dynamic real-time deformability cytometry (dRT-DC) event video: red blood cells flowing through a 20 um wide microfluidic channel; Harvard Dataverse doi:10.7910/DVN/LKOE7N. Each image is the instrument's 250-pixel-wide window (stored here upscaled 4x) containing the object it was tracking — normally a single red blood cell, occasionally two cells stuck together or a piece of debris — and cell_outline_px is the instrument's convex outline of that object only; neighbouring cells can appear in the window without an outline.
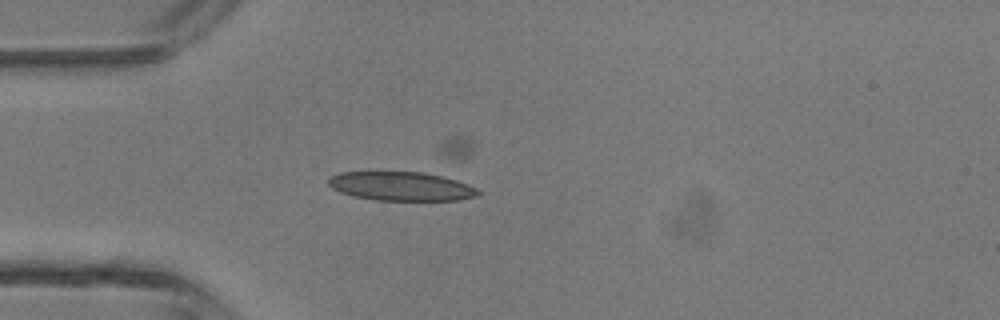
{"species": "common noctule bat (a hibernating species)", "species_latin": "Nyctalus noctula", "temperature_condition": "room temperature", "stored_images_in_passage": 3, "camera_frame_rate_fps": 3000, "um_per_image_px": 0.085, "animal": {"sex": "male", "body_mass_g": 13.3}, "frame": {"image": 1, "passage_image": 3, "time_ms": 0.667, "image_size_px": [1000, 320], "cell_outline_px": [[480, 192], [476, 196], [460, 200], [376, 200], [352, 196], [340, 192], [332, 188], [328, 184], [328, 180], [332, 176], [340, 172], [420, 172], [440, 176], [456, 180], [468, 184], [476, 188]], "centroid_in_image_um": [34.08, 15.84], "position_along_channel_um": 50.9, "area_um2": 25.03}}